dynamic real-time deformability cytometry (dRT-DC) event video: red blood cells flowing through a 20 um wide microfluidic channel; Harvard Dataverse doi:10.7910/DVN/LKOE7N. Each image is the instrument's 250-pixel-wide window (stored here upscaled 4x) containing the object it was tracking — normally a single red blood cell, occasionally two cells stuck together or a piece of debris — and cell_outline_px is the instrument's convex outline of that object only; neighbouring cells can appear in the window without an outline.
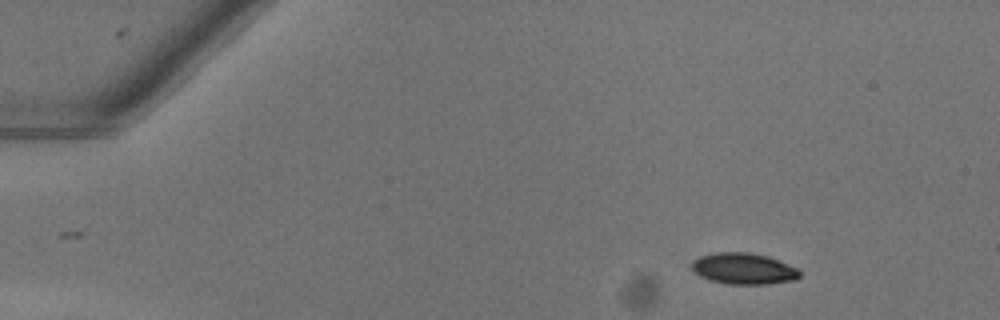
{"species": "common noctule bat (a hibernating species)", "species_latin": "Nyctalus noctula", "temperature_condition": "warm", "stored_images_in_passage": 46, "camera_frame_rate_fps": 3000, "um_per_image_px": 0.085, "animal": {"sex": "female"}, "frame": {"image": 1, "passage_image": 1, "time_ms": 0.0, "image_size_px": [1000, 320], "cell_outline_px": [[800, 276], [796, 280], [768, 284], [724, 284], [708, 280], [692, 272], [692, 260], [700, 256], [716, 252], [748, 252], [768, 256], [796, 268], [800, 272]], "centroid_in_image_um": [63.16, 22.84], "position_along_channel_um": 21.8, "area_um2": 19.83}}
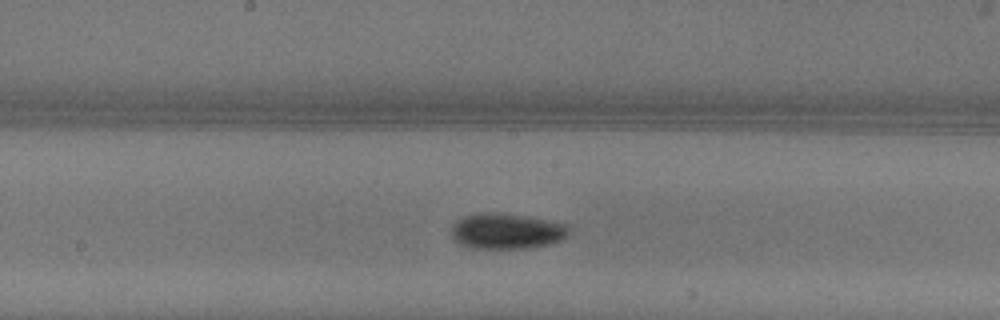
{"frame": {"image": 2, "passage_image": 22, "time_ms": 7.0, "image_size_px": [1000, 320], "cell_outline_px": [[572, 228], [568, 236], [564, 240], [548, 244], [524, 248], [472, 248], [460, 244], [452, 240], [452, 224], [456, 220], [464, 216], [480, 212], [500, 212], [528, 216], [568, 224]], "centroid_in_image_um": [43.08, 19.63], "position_along_channel_um": 205.1, "area_um2": 24.91}}
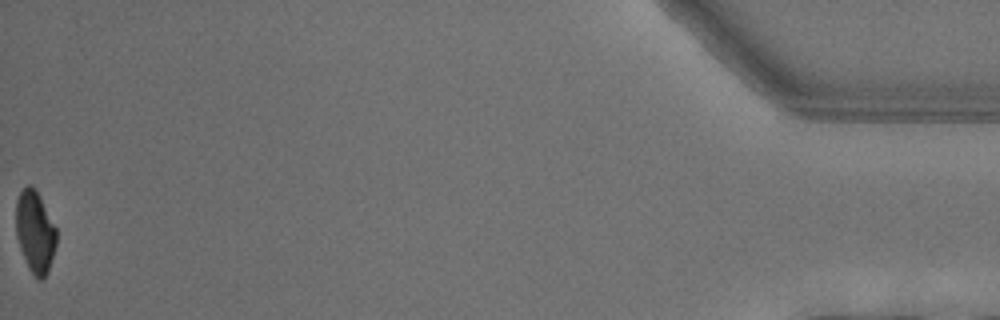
{"frame": {"image": 3, "passage_image": 46, "time_ms": 15.0, "image_size_px": [1000, 320], "cell_outline_px": [[56, 244], [48, 272], [44, 280], [40, 280], [28, 268], [20, 248], [16, 236], [16, 200], [20, 192], [28, 184], [32, 184], [56, 228]], "centroid_in_image_um": [2.97, 19.72], "position_along_channel_um": 432.2, "area_um2": 19.07}, "authors_computed_cell_mechanics": {"area_um2": 21.6172, "velocity_mm_per_s": 4.0687, "shape_relaxation_time_tau1_ms": 3.4895, "shape_relaxation_time_tau2_ms": null, "deformation_change_tau1": 0.1332, "deformation_change_tau2": null}}